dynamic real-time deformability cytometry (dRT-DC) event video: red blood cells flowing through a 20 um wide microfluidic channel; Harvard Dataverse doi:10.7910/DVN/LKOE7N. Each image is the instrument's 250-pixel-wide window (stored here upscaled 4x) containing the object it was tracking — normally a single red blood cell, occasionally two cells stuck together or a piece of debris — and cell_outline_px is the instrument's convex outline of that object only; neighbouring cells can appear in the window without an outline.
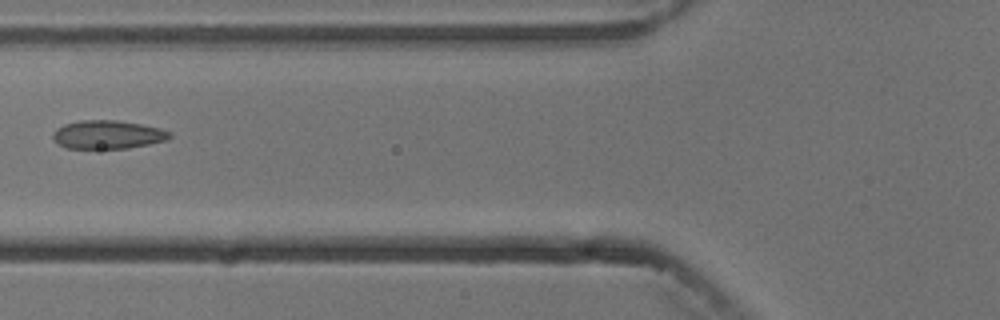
{"species": "common noctule bat (a hibernating species)", "species_latin": "Nyctalus noctula", "temperature_condition": "cold", "stored_images_in_passage": 3, "camera_frame_rate_fps": 3000, "um_per_image_px": 0.085, "animal": {"sex": "male", "body_mass_g": 13.3}, "frame": {"image": 1, "passage_image": 3, "time_ms": 2.333, "image_size_px": [1000, 320], "cell_outline_px": [[172, 136], [164, 140], [148, 144], [128, 148], [68, 148], [60, 144], [52, 136], [52, 132], [56, 128], [64, 124], [80, 120], [116, 120], [140, 124], [160, 128], [172, 132]], "centroid_in_image_um": [9.15, 11.43], "position_along_channel_um": 116.6, "area_um2": 19.19}}